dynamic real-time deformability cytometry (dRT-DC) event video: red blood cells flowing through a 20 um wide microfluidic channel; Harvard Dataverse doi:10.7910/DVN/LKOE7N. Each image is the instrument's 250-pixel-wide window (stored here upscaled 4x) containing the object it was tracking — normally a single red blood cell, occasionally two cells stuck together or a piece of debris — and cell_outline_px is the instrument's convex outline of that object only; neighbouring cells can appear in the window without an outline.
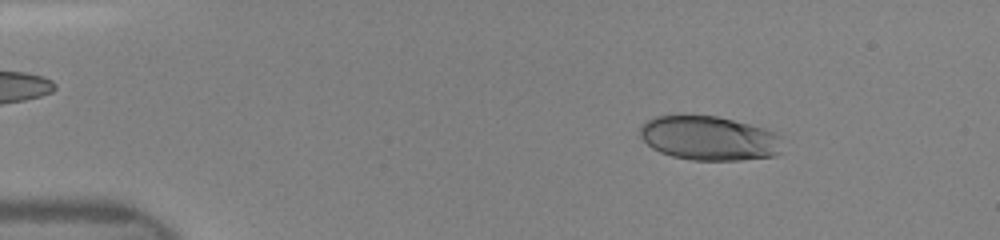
{"species": "human", "species_latin": "Homo sapiens", "temperature_condition": "room temperature", "stored_images_in_passage": 17, "camera_frame_rate_fps": 3000, "um_per_image_px": 0.085, "donor": {"sex": "female"}, "frame": {"image": 1, "passage_image": 2, "time_ms": 1.0, "image_size_px": [1000, 240], "cell_outline_px": [[780, 152], [776, 156], [740, 160], [692, 160], [672, 156], [660, 152], [652, 148], [640, 136], [640, 124], [656, 116], [716, 116], [764, 128], [776, 132], [780, 136]], "centroid_in_image_um": [60.27, 11.76], "position_along_channel_um": 24.7, "area_um2": 36.59}}
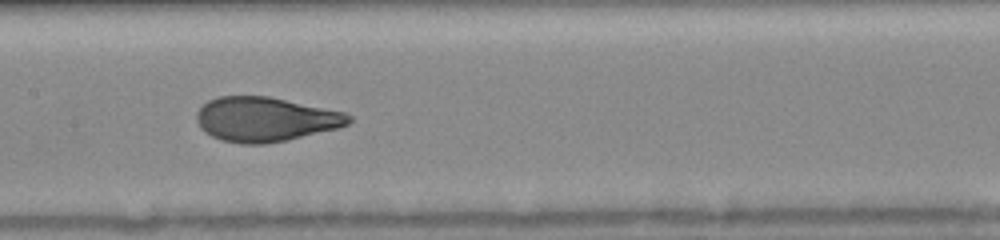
{"frame": {"image": 2, "passage_image": 8, "time_ms": 6.667, "image_size_px": [1000, 240], "cell_outline_px": [[352, 120], [348, 124], [340, 128], [284, 140], [264, 144], [240, 144], [220, 140], [204, 132], [200, 128], [196, 120], [196, 112], [208, 100], [220, 96], [268, 96], [344, 112], [352, 116]], "centroid_in_image_um": [22.53, 10.14], "position_along_channel_um": 184.9, "area_um2": 39.42}}
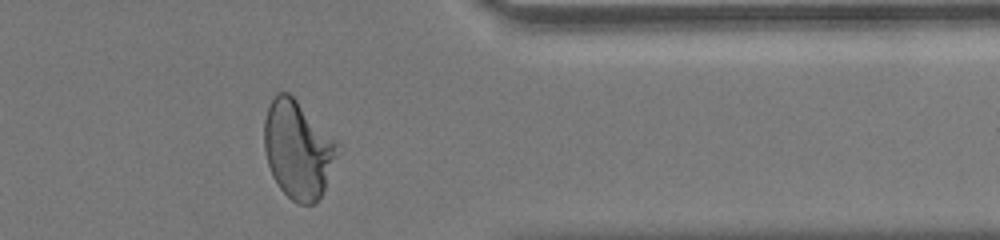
{"frame": {"image": 3, "passage_image": 16, "time_ms": 11.667, "image_size_px": [1000, 240], "cell_outline_px": [[344, 148], [320, 196], [312, 204], [300, 204], [292, 200], [280, 188], [272, 176], [268, 164], [264, 148], [264, 120], [268, 108], [276, 92], [288, 92], [340, 140]], "centroid_in_image_um": [25.4, 12.68], "position_along_channel_um": 386.0, "area_um2": 42.71}}